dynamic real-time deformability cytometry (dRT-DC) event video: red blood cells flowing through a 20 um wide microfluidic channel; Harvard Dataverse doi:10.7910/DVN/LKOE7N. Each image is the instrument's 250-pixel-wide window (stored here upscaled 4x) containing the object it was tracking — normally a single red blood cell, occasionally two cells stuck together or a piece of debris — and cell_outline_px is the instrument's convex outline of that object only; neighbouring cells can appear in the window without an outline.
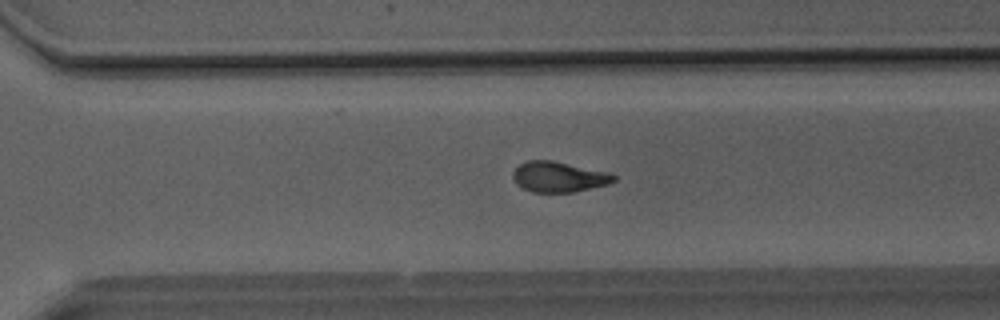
{"species": "Egyptian fruit bat (a non-hibernating species)", "species_latin": "Rousettus aegyptiacus", "temperature_condition": "room temperature", "stored_images_in_passage": 39, "camera_frame_rate_fps": 3000, "um_per_image_px": 0.085, "animal": {"sex": "male"}, "frame": {"image": 1, "passage_image": 23, "time_ms": 7.333, "image_size_px": [1000, 320], "cell_outline_px": [[616, 180], [608, 184], [572, 192], [532, 192], [516, 184], [512, 176], [512, 172], [520, 164], [528, 160], [552, 160], [612, 172], [616, 176]], "centroid_in_image_um": [47.52, 15.02], "position_along_channel_um": 323.1, "area_um2": 18.03}}
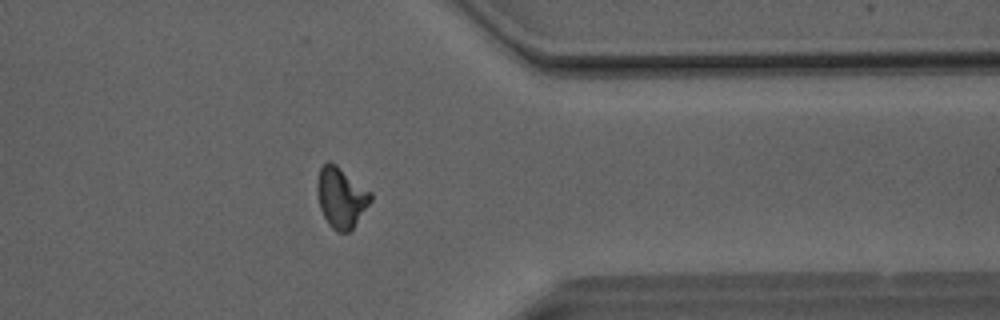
{"frame": {"image": 2, "passage_image": 28, "time_ms": 9.0, "image_size_px": [1000, 320], "cell_outline_px": [[372, 200], [352, 228], [348, 232], [336, 232], [328, 224], [320, 208], [316, 192], [316, 184], [320, 168], [328, 160], [336, 164], [372, 192]], "centroid_in_image_um": [28.98, 16.77], "position_along_channel_um": 382.4, "area_um2": 18.9}}
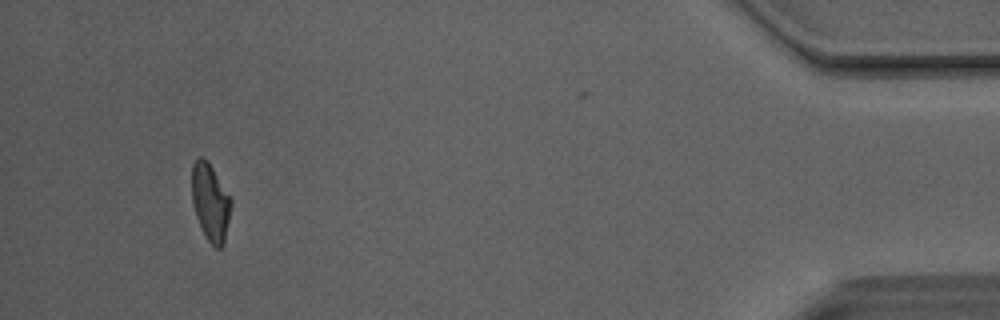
{"frame": {"image": 3, "passage_image": 35, "time_ms": 11.333, "image_size_px": [1000, 320], "cell_outline_px": [[232, 204], [224, 244], [220, 248], [216, 248], [208, 240], [196, 216], [192, 200], [192, 164], [200, 156], [208, 160], [232, 200]], "centroid_in_image_um": [17.89, 17.17], "position_along_channel_um": 417.3, "area_um2": 17.51}, "authors_computed_cell_mechanics": {"area_um2": 18.207, "velocity_mm_per_s": 4.1124, "shape_relaxation_time_tau1_ms": 5.7041, "shape_relaxation_time_tau2_ms": 3.0692, "deformation_change_tau1": 0.1908, "deformation_change_tau2": 0.1058}}